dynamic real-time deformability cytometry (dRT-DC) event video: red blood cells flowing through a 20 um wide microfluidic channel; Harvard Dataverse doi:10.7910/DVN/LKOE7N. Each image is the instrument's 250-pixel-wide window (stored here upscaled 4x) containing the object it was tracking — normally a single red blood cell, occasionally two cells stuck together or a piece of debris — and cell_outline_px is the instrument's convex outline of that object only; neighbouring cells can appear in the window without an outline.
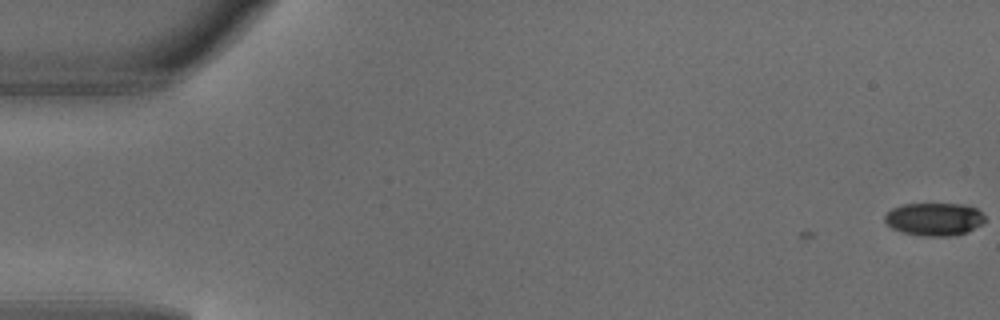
{"species": "common noctule bat (a hibernating species)", "species_latin": "Nyctalus noctula", "temperature_condition": "warm", "stored_images_in_passage": 3, "camera_frame_rate_fps": 3000, "um_per_image_px": 0.085, "animal": {"sex": "male", "body_mass_g": 18.8}, "frame": {"image": 1, "passage_image": 1, "time_ms": 0.0, "image_size_px": [1000, 320], "cell_outline_px": [[984, 220], [980, 224], [964, 232], [948, 236], [920, 236], [904, 232], [892, 228], [884, 220], [884, 216], [892, 208], [904, 204], [964, 204], [976, 208], [984, 216]], "centroid_in_image_um": [79.37, 18.62], "position_along_channel_um": 5.6, "area_um2": 18.84}}